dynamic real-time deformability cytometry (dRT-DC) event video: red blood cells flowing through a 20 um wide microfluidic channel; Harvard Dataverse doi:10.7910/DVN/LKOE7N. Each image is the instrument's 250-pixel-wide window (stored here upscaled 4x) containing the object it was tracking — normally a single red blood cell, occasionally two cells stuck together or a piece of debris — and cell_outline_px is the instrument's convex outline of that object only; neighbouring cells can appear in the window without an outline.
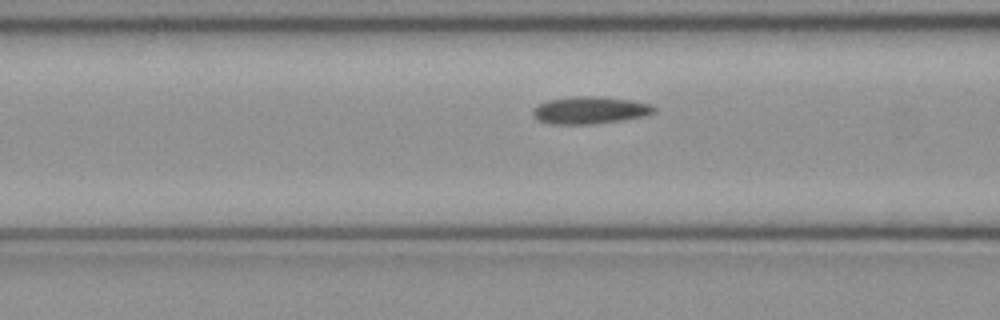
{"species": "common noctule bat (a hibernating species)", "species_latin": "Nyctalus noctula", "temperature_condition": "cold", "stored_images_in_passage": 45, "camera_frame_rate_fps": 3000, "um_per_image_px": 0.085, "animal": {"sex": "female", "body_mass_g": 21.9}, "frame": {"image": 1, "passage_image": 14, "time_ms": 4.333, "image_size_px": [1000, 320], "cell_outline_px": [[656, 112], [648, 116], [596, 124], [548, 124], [536, 120], [532, 116], [532, 108], [548, 100], [576, 96], [600, 96], [632, 100], [652, 104], [656, 108]], "centroid_in_image_um": [50.16, 9.37], "position_along_channel_um": 116.4, "area_um2": 19.71}}
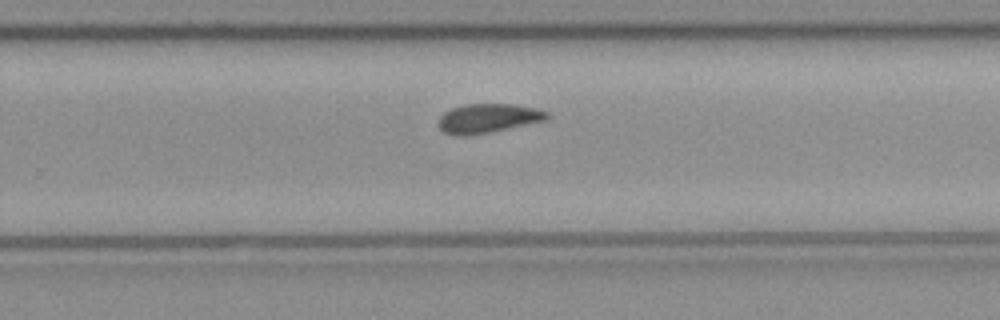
{"frame": {"image": 2, "passage_image": 27, "time_ms": 8.667, "image_size_px": [1000, 320], "cell_outline_px": [[548, 116], [544, 120], [488, 132], [468, 136], [452, 136], [444, 132], [440, 128], [440, 116], [444, 112], [452, 108], [464, 104], [512, 104], [536, 108], [548, 112]], "centroid_in_image_um": [41.43, 10.05], "position_along_channel_um": 288.4, "area_um2": 18.15}}
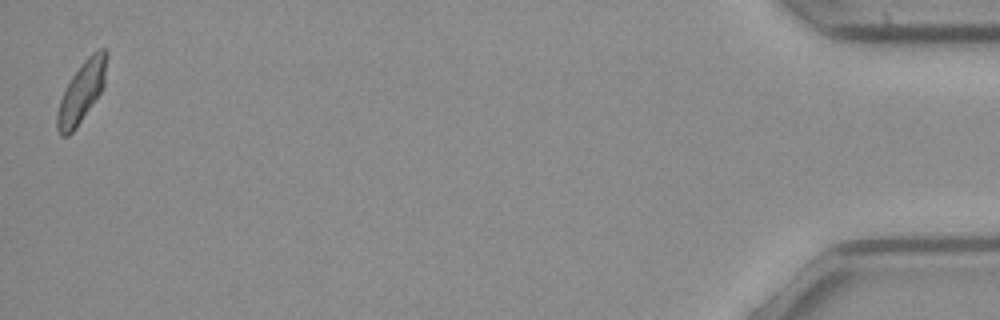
{"frame": {"image": 3, "passage_image": 45, "time_ms": 14.667, "image_size_px": [1000, 320], "cell_outline_px": [[108, 56], [104, 84], [100, 92], [76, 128], [68, 136], [60, 136], [56, 128], [56, 112], [60, 100], [72, 76], [84, 60], [92, 52], [100, 48], [108, 48]], "centroid_in_image_um": [6.94, 7.8], "position_along_channel_um": 428.3, "area_um2": 17.46}, "authors_computed_cell_mechanics": {"area_um2": 18.3804, "velocity_mm_per_s": 3.9651, "shape_relaxation_time_tau1_ms": null, "shape_relaxation_time_tau2_ms": 5.2315, "deformation_change_tau1": null, "deformation_change_tau2": 0.0969}}